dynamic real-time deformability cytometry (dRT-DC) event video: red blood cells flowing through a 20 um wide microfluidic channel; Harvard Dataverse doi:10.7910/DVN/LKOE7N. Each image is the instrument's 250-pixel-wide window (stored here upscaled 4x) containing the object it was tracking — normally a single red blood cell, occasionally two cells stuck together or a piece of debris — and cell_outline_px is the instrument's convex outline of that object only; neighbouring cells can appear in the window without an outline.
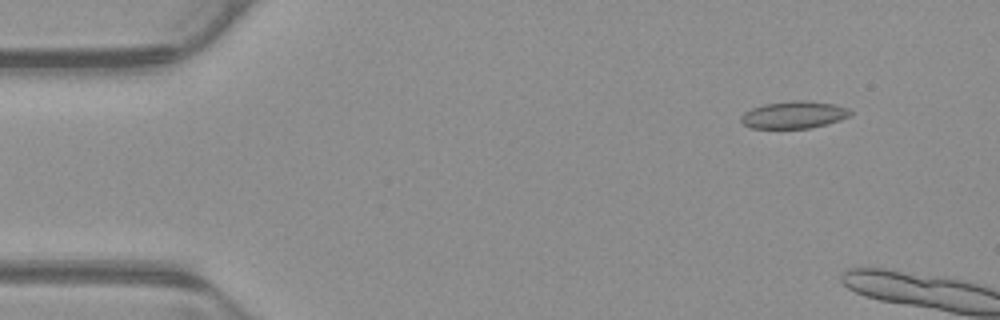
{"species": "common noctule bat (a hibernating species)", "species_latin": "Nyctalus noctula", "temperature_condition": "warm", "stored_images_in_passage": 6, "camera_frame_rate_fps": 3000, "um_per_image_px": 0.085, "animal": {"sex": "male", "body_mass_g": 23.1, "forearm_length_mm": 52.7}, "frame": {"image": 1, "passage_image": 3, "time_ms": 0.667, "image_size_px": [1000, 320], "cell_outline_px": [[852, 112], [848, 116], [840, 120], [828, 124], [812, 128], [752, 128], [744, 124], [740, 120], [740, 116], [744, 112], [752, 108], [764, 104], [792, 100], [804, 100], [836, 104], [848, 108]], "centroid_in_image_um": [67.49, 9.75], "position_along_channel_um": 17.5, "area_um2": 17.46}}